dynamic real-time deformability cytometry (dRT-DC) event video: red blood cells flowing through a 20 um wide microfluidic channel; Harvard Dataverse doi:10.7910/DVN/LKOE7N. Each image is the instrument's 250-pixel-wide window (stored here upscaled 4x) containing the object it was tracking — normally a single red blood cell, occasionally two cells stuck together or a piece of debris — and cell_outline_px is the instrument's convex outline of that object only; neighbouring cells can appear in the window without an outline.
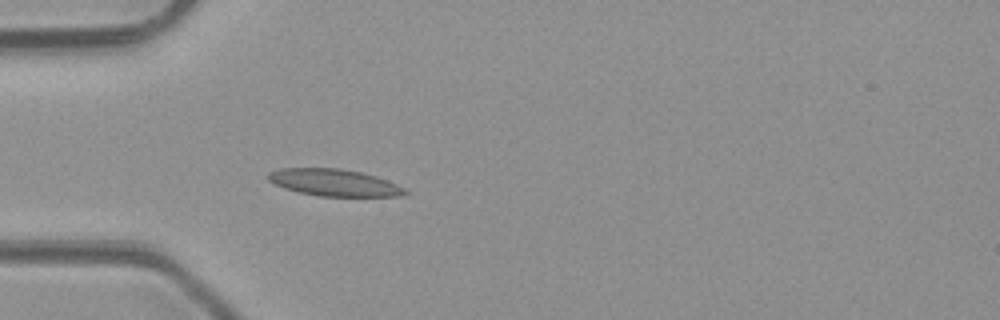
{"species": "common noctule bat (a hibernating species)", "species_latin": "Nyctalus noctula", "temperature_condition": "room temperature", "stored_images_in_passage": 4, "camera_frame_rate_fps": 3000, "um_per_image_px": 0.085, "animal": {"sex": "male", "body_mass_g": 23.1, "forearm_length_mm": 52.7}, "frame": {"image": 1, "passage_image": 4, "time_ms": 3.667, "image_size_px": [1000, 320], "cell_outline_px": [[408, 192], [400, 196], [320, 196], [300, 192], [284, 188], [268, 180], [268, 172], [280, 168], [340, 168], [360, 172], [376, 176], [396, 184], [404, 188]], "centroid_in_image_um": [28.38, 15.51], "position_along_channel_um": 56.6, "area_um2": 21.27}}